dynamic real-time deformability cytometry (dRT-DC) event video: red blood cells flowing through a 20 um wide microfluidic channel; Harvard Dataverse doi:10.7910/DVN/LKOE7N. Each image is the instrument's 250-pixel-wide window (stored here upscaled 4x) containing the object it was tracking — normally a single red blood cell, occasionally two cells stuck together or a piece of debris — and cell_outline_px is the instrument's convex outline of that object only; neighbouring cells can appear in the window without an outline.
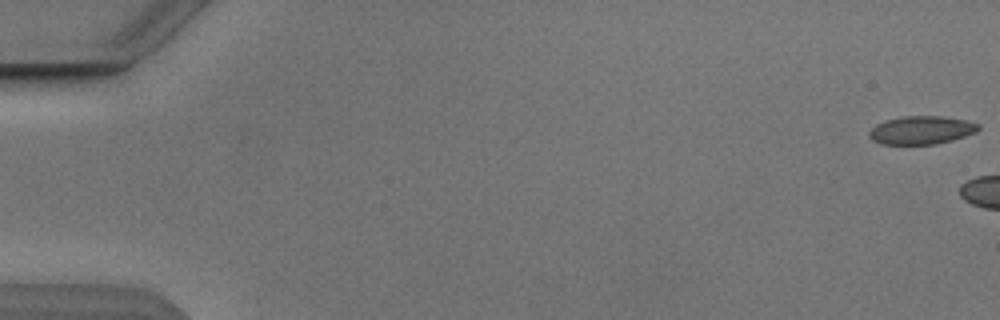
{"species": "Egyptian fruit bat (a non-hibernating species)", "species_latin": "Rousettus aegyptiacus", "temperature_condition": "cold", "stored_images_in_passage": 6, "camera_frame_rate_fps": 3000, "um_per_image_px": 0.085, "animal": {"sex": "male"}, "frame": {"image": 1, "passage_image": 1, "time_ms": 0.0, "image_size_px": [1000, 320], "cell_outline_px": [[980, 128], [976, 132], [952, 140], [936, 144], [880, 144], [872, 140], [868, 136], [868, 132], [876, 124], [888, 120], [904, 116], [940, 116], [964, 120], [980, 124]], "centroid_in_image_um": [78.3, 11.07], "position_along_channel_um": 6.7, "area_um2": 17.86}}